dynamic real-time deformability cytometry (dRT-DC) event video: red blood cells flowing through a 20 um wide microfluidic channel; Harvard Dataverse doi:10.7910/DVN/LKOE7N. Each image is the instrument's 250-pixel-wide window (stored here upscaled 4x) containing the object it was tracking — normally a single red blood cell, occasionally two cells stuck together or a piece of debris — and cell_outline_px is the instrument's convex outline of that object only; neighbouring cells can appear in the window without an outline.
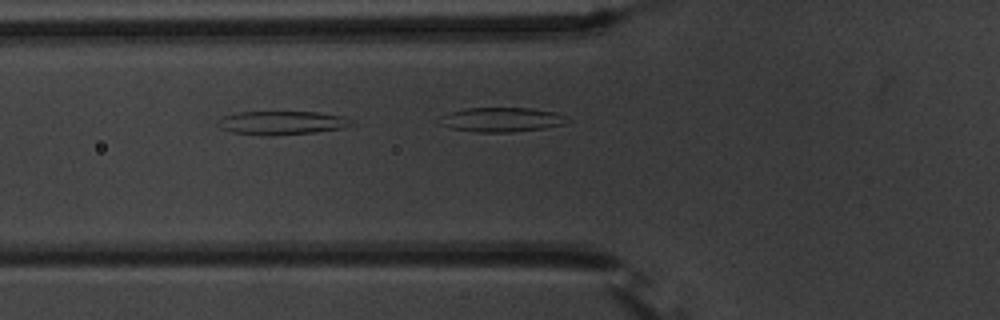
{"species": "common noctule bat (a hibernating species)", "species_latin": "Nyctalus noctula", "temperature_condition": "warm", "stored_images_in_passage": 8, "camera_frame_rate_fps": 3000, "um_per_image_px": 0.085, "animal": {"sex": "male", "body_mass_g": 20.1, "forearm_length_mm": 53.5}, "frame": {"image": 1, "passage_image": 3, "time_ms": 0.667, "image_size_px": [1000, 320], "cell_outline_px": [[356, 124], [340, 128], [312, 132], [272, 136], [232, 132], [220, 128], [216, 124], [216, 120], [224, 116], [240, 112], [316, 112], [344, 116], [356, 120]], "centroid_in_image_um": [23.98, 10.43], "position_along_channel_um": 101.8, "area_um2": 18.44}}